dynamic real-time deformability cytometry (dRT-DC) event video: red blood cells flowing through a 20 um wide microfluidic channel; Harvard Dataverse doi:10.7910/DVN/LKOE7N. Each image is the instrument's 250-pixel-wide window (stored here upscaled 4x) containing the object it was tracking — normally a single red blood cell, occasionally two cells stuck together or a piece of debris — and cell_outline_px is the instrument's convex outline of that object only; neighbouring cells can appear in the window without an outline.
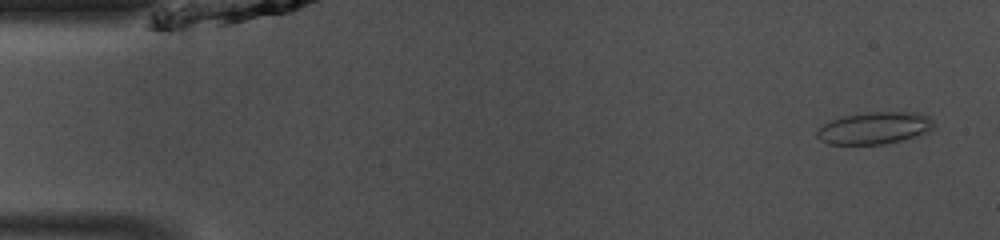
{"species": "common noctule bat (a hibernating species)", "species_latin": "Nyctalus noctula", "temperature_condition": "room temperature", "stored_images_in_passage": 43, "camera_frame_rate_fps": 3000, "um_per_image_px": 0.085, "animal": {"sex": "male", "body_mass_g": 13.0, "forearm_length_mm": 53.1}, "frame": {"image": 1, "passage_image": 2, "time_ms": 0.333, "image_size_px": [1000, 240], "cell_outline_px": [[932, 128], [928, 132], [900, 140], [880, 144], [828, 144], [820, 140], [816, 136], [816, 132], [824, 124], [840, 116], [864, 112], [920, 112], [928, 116], [932, 120]], "centroid_in_image_um": [74.3, 10.87], "position_along_channel_um": 10.7, "area_um2": 21.73}}
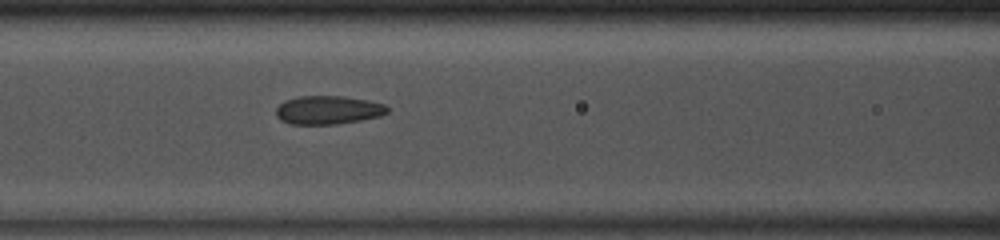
{"frame": {"image": 2, "passage_image": 19, "time_ms": 6.0, "image_size_px": [1000, 240], "cell_outline_px": [[388, 112], [380, 116], [360, 120], [336, 124], [292, 124], [280, 120], [276, 116], [276, 108], [284, 100], [300, 96], [344, 96], [368, 100], [384, 104], [388, 108]], "centroid_in_image_um": [27.87, 9.34], "position_along_channel_um": 138.7, "area_um2": 18.5}}
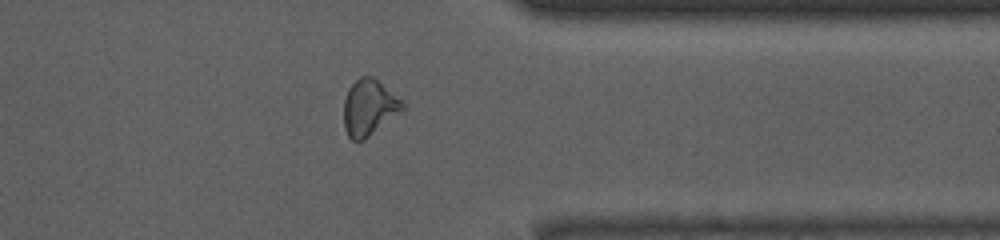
{"frame": {"image": 3, "passage_image": 37, "time_ms": 12.0, "image_size_px": [1000, 240], "cell_outline_px": [[404, 108], [400, 112], [364, 140], [352, 140], [348, 136], [344, 128], [344, 100], [348, 88], [360, 76], [372, 76], [404, 100]], "centroid_in_image_um": [31.37, 9.12], "position_along_channel_um": 380.0, "area_um2": 19.13}}